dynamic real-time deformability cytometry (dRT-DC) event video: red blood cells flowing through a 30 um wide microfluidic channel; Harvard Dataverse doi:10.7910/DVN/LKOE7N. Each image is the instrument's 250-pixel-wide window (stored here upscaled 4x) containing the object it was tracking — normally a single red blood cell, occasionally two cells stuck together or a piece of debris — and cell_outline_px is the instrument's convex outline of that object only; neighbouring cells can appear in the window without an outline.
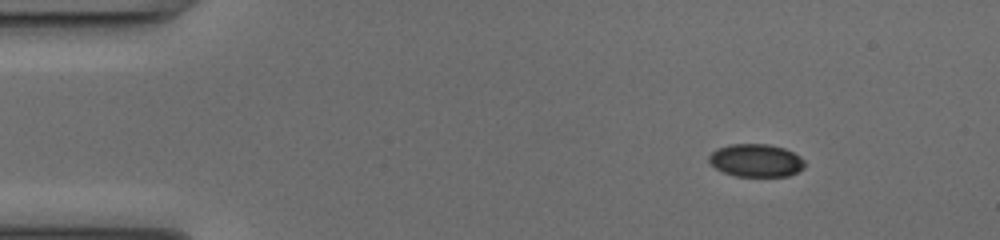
{"species": "common noctule bat (a hibernating species)", "species_latin": "Nyctalus noctula", "temperature_condition": "cold", "stored_images_in_passage": 50, "camera_frame_rate_fps": 3000, "um_per_image_px": 0.085, "animal": {"sex": "female", "body_mass_g": 17.0, "forearm_length_mm": 48.0}, "frame": {"image": 1, "passage_image": 6, "time_ms": 1.667, "image_size_px": [1000, 240], "cell_outline_px": [[804, 168], [788, 176], [736, 176], [724, 172], [716, 168], [708, 160], [708, 156], [716, 148], [728, 144], [768, 144], [784, 148], [800, 156], [804, 160]], "centroid_in_image_um": [64.25, 13.63], "position_along_channel_um": 20.8, "area_um2": 18.32}}
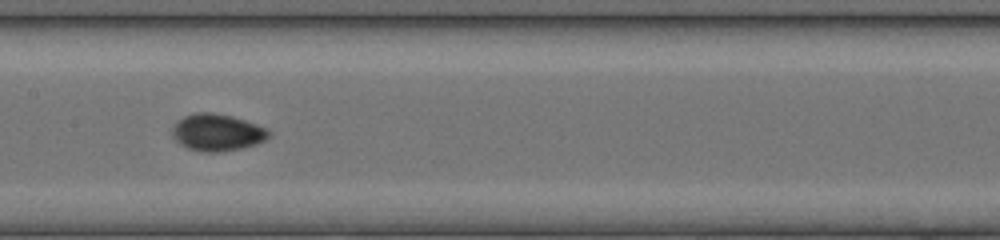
{"frame": {"image": 2, "passage_image": 25, "time_ms": 8.0, "image_size_px": [1000, 240], "cell_outline_px": [[272, 132], [264, 140], [256, 144], [240, 148], [220, 152], [200, 152], [188, 148], [180, 144], [172, 136], [172, 124], [176, 120], [192, 112], [212, 112], [232, 116], [268, 128]], "centroid_in_image_um": [18.42, 11.24], "position_along_channel_um": 189.0, "area_um2": 21.04}}
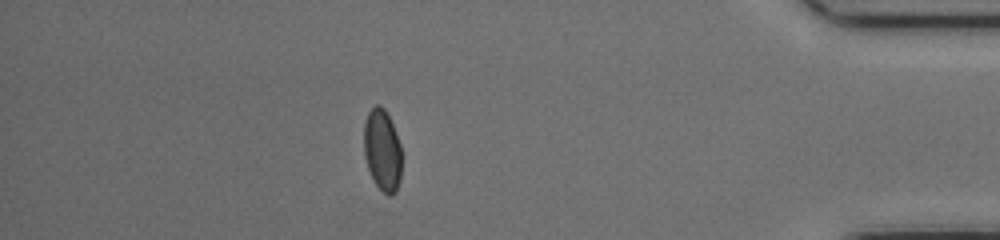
{"frame": {"image": 3, "passage_image": 44, "time_ms": 14.333, "image_size_px": [1000, 240], "cell_outline_px": [[400, 180], [396, 192], [388, 196], [372, 180], [364, 156], [364, 124], [368, 112], [376, 104], [380, 104], [384, 108], [396, 132], [400, 144]], "centroid_in_image_um": [32.48, 12.76], "position_along_channel_um": 402.7, "area_um2": 17.92}, "authors_computed_cell_mechanics": {"area_um2": 18.785, "velocity_mm_per_s": 4.0841, "shape_relaxation_time_tau1_ms": 4.1443, "shape_relaxation_time_tau2_ms": 0.8542, "deformation_change_tau1": 0.0989, "deformation_change_tau2": 0.0291}}